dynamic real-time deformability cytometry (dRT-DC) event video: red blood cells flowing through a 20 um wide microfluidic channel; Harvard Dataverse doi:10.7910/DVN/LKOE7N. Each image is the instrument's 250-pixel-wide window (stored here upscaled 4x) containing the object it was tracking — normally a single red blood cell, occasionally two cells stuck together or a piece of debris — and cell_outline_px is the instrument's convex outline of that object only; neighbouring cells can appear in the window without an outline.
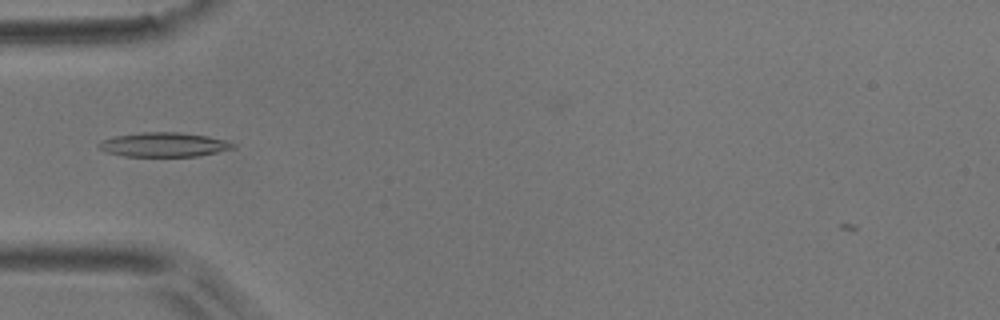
{"species": "common noctule bat (a hibernating species)", "species_latin": "Nyctalus noctula", "temperature_condition": "room temperature", "stored_images_in_passage": 3, "camera_frame_rate_fps": 3000, "um_per_image_px": 0.085, "animal": {"sex": "male", "body_mass_g": 17.9}, "frame": {"image": 1, "passage_image": 3, "time_ms": 3.667, "image_size_px": [1000, 320], "cell_outline_px": [[236, 148], [200, 156], [124, 156], [108, 152], [100, 148], [96, 144], [100, 140], [116, 136], [144, 132], [180, 132], [208, 136], [224, 140], [236, 144]], "centroid_in_image_um": [13.96, 12.29], "position_along_channel_um": 71.0, "area_um2": 19.02}}